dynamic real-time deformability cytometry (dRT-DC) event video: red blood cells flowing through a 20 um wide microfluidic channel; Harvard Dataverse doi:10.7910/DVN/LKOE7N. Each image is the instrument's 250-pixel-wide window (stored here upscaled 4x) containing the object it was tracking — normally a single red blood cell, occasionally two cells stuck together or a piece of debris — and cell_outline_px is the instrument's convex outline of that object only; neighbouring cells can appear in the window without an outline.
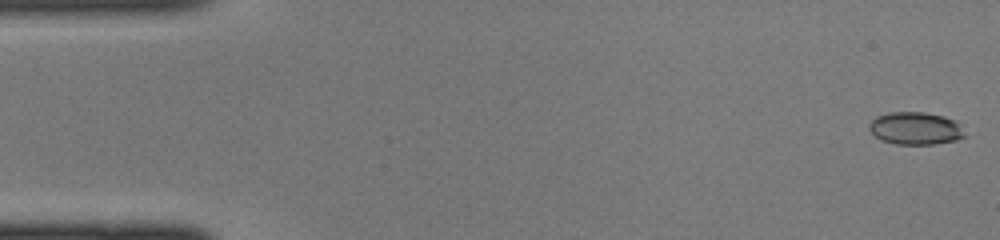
{"species": "common noctule bat (a hibernating species)", "species_latin": "Nyctalus noctula", "temperature_condition": "cold", "stored_images_in_passage": 44, "camera_frame_rate_fps": 3000, "um_per_image_px": 0.085, "animal": {"sex": "female", "body_mass_g": 22.0, "forearm_length_mm": 56.7}, "frame": {"image": 1, "passage_image": 1, "time_ms": 0.0, "image_size_px": [1000, 240], "cell_outline_px": [[968, 136], [956, 140], [936, 144], [896, 144], [880, 140], [868, 128], [868, 124], [876, 116], [888, 112], [924, 112], [944, 116], [956, 120]], "centroid_in_image_um": [77.83, 10.91], "position_along_channel_um": 7.2, "area_um2": 18.38}}
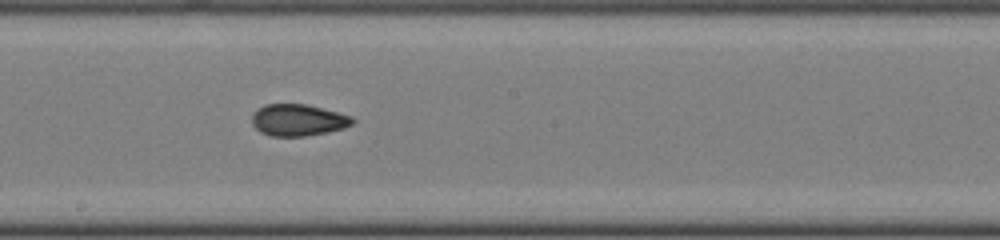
{"frame": {"image": 2, "passage_image": 24, "time_ms": 7.667, "image_size_px": [1000, 240], "cell_outline_px": [[356, 120], [352, 124], [344, 128], [328, 132], [304, 136], [268, 136], [260, 132], [252, 124], [252, 112], [256, 108], [264, 104], [308, 104], [352, 116]], "centroid_in_image_um": [25.31, 10.2], "position_along_channel_um": 222.9, "area_um2": 18.84}}
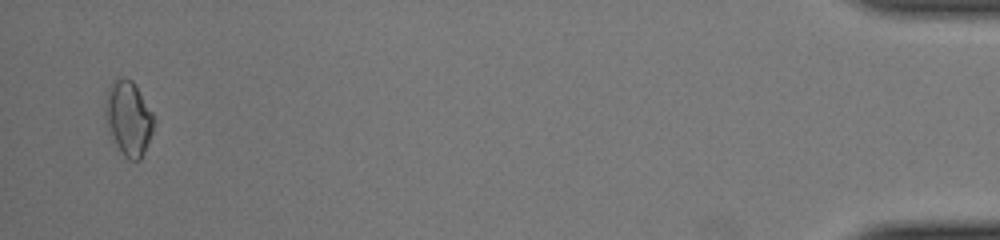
{"frame": {"image": 3, "passage_image": 43, "time_ms": 14.0, "image_size_px": [1000, 240], "cell_outline_px": [[152, 132], [144, 152], [140, 160], [128, 160], [112, 144], [108, 132], [104, 116], [104, 104], [108, 88], [120, 76], [124, 76], [132, 80], [152, 112]], "centroid_in_image_um": [10.86, 10.08], "position_along_channel_um": 424.3, "area_um2": 21.27}}